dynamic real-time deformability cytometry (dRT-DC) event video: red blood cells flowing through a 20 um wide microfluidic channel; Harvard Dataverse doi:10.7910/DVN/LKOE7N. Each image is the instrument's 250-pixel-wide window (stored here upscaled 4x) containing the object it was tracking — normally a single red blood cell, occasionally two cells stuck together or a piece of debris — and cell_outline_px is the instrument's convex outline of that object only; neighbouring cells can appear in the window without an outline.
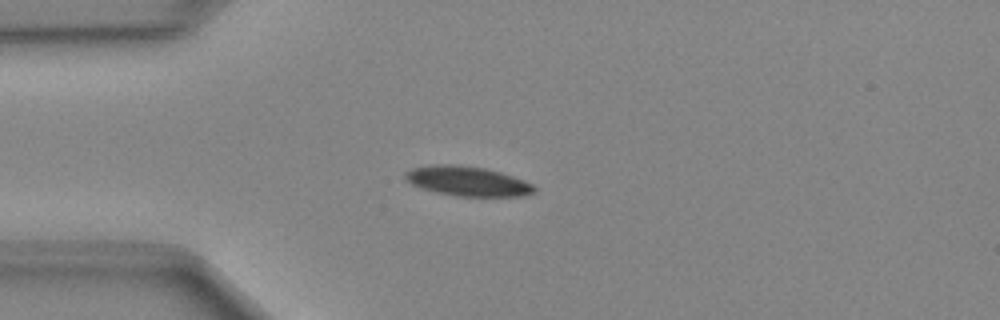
{"species": "Egyptian fruit bat (a non-hibernating species)", "species_latin": "Rousettus aegyptiacus", "temperature_condition": "cold", "stored_images_in_passage": 37, "camera_frame_rate_fps": 3000, "um_per_image_px": 0.085, "animal": {"sex": "female"}, "frame": {"image": 1, "passage_image": 1, "time_ms": 0.0, "image_size_px": [1000, 320], "cell_outline_px": [[536, 192], [524, 196], [456, 196], [436, 192], [420, 188], [404, 180], [404, 172], [412, 168], [432, 164], [456, 164], [484, 168], [500, 172], [524, 180], [532, 184], [536, 188]], "centroid_in_image_um": [39.71, 15.39], "position_along_channel_um": 45.3, "area_um2": 22.48}}
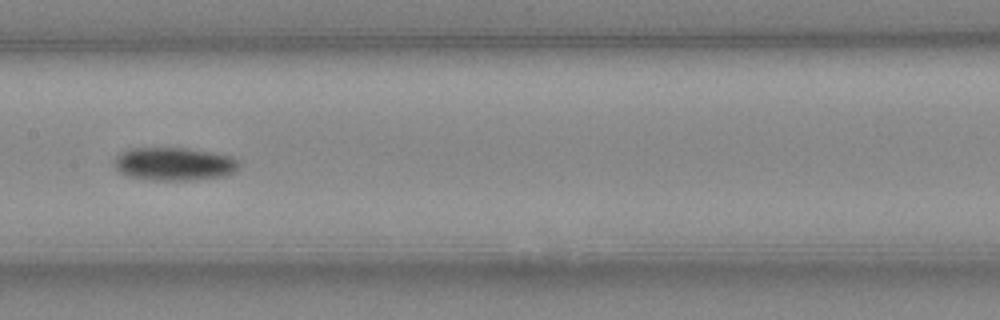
{"frame": {"image": 2, "passage_image": 13, "time_ms": 4.0, "image_size_px": [1000, 320], "cell_outline_px": [[240, 164], [228, 176], [192, 180], [144, 180], [128, 176], [120, 172], [116, 168], [112, 160], [120, 152], [128, 148], [188, 148], [212, 152], [232, 156]], "centroid_in_image_um": [14.76, 13.94], "position_along_channel_um": 192.6, "area_um2": 24.39}}
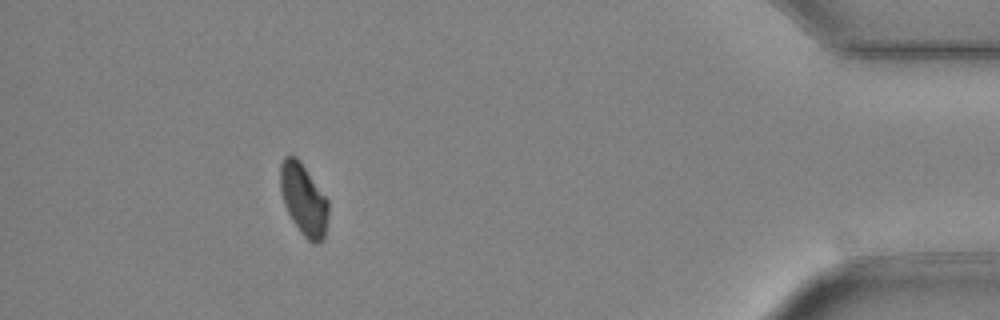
{"frame": {"image": 3, "passage_image": 33, "time_ms": 10.667, "image_size_px": [1000, 320], "cell_outline_px": [[328, 216], [324, 240], [316, 244], [308, 240], [300, 232], [292, 220], [284, 204], [280, 192], [280, 164], [284, 156], [296, 156], [300, 160], [328, 200]], "centroid_in_image_um": [25.8, 16.96], "position_along_channel_um": 409.4, "area_um2": 20.11}}